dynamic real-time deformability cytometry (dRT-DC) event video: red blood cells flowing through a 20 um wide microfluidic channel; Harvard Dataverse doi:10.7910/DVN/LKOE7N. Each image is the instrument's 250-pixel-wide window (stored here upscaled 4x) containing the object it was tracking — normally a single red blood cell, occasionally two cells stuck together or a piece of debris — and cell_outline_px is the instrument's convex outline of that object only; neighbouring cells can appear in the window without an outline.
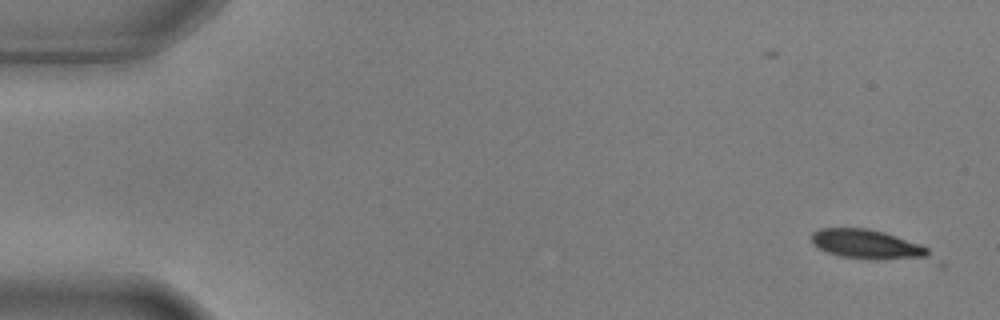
{"species": "common noctule bat (a hibernating species)", "species_latin": "Nyctalus noctula", "temperature_condition": "warm", "stored_images_in_passage": 6, "camera_frame_rate_fps": 3000, "um_per_image_px": 0.085, "animal": {"sex": "male", "body_mass_g": 17.9, "forearm_length_mm": 54.2}, "frame": {"image": 1, "passage_image": 1, "time_ms": 0.0, "image_size_px": [1000, 320], "cell_outline_px": [[944, 268], [940, 268], [840, 256], [816, 248], [812, 244], [812, 232], [820, 228], [868, 228], [884, 232], [920, 244], [928, 248], [944, 264]], "centroid_in_image_um": [74.26, 20.95], "position_along_channel_um": 10.7, "area_um2": 23.18}}
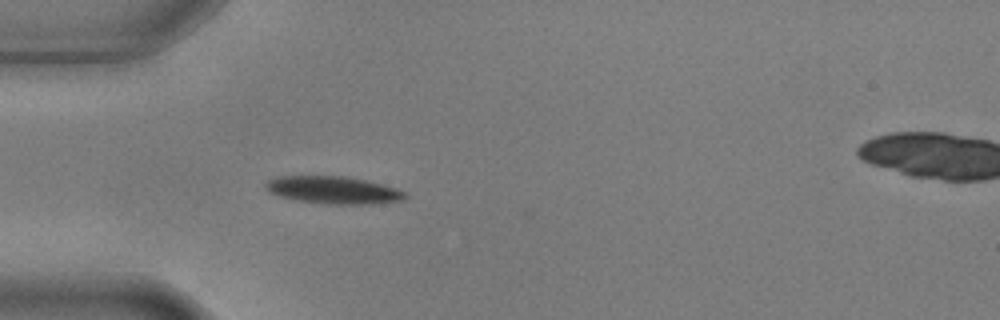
{"frame": {"image": 2, "passage_image": 5, "time_ms": 1.333, "image_size_px": [1000, 320], "cell_outline_px": [[408, 196], [404, 200], [372, 204], [328, 204], [296, 200], [276, 196], [268, 192], [264, 188], [264, 184], [268, 180], [276, 176], [348, 176], [368, 180], [396, 188], [404, 192]], "centroid_in_image_um": [28.3, 16.15], "position_along_channel_um": 56.7, "area_um2": 22.66}}